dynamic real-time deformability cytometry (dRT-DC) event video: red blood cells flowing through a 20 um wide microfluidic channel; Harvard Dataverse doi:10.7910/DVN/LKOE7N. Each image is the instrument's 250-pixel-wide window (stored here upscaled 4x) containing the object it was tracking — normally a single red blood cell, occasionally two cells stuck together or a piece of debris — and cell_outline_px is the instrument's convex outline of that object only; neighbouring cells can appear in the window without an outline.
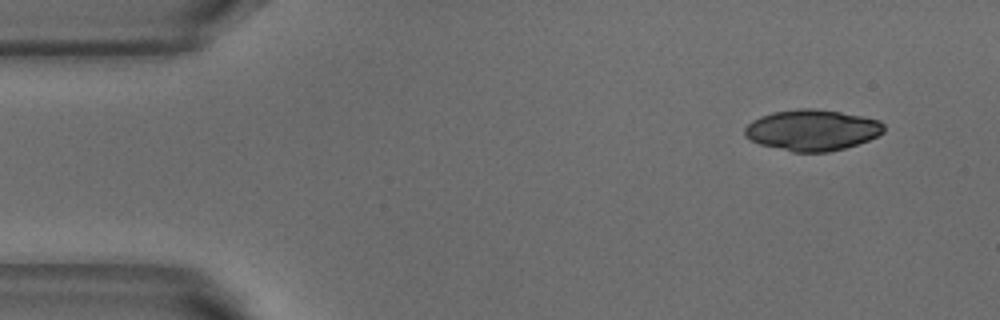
{"species": "common noctule bat (a hibernating species)", "species_latin": "Nyctalus noctula", "temperature_condition": "warm", "stored_images_in_passage": 3, "camera_frame_rate_fps": 3000, "um_per_image_px": 0.085, "animal": {"sex": "male", "body_mass_g": 18.8}, "frame": {"image": 1, "passage_image": 1, "time_ms": 0.0, "image_size_px": [1000, 320], "cell_outline_px": [[884, 132], [868, 140], [844, 148], [828, 152], [792, 152], [760, 144], [744, 136], [744, 128], [752, 120], [760, 116], [772, 112], [796, 108], [812, 108], [840, 112], [880, 120], [884, 124]], "centroid_in_image_um": [69.01, 11.05], "position_along_channel_um": 16.0, "area_um2": 33.23}}